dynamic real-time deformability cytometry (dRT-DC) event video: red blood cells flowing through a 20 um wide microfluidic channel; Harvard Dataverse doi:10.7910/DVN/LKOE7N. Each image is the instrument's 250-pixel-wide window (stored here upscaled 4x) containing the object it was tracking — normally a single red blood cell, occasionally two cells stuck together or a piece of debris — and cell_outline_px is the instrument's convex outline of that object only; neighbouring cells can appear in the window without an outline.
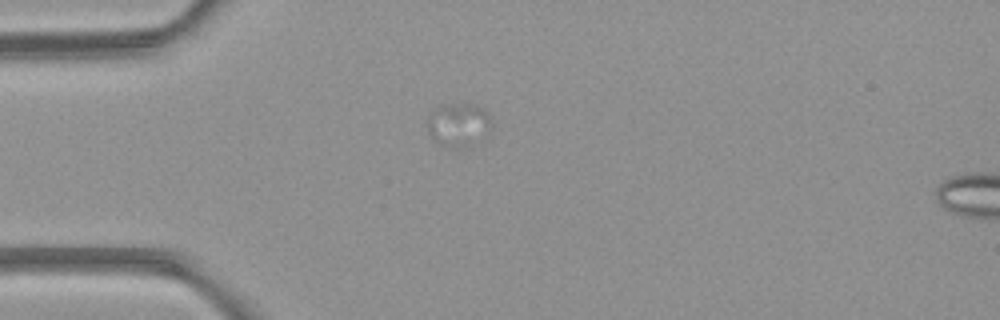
{"species": "common noctule bat (a hibernating species)", "species_latin": "Nyctalus noctula", "temperature_condition": "room temperature", "stored_images_in_passage": 4, "camera_frame_rate_fps": 3000, "um_per_image_px": 0.085, "animal": {"sex": "female", "body_mass_g": 21.9}, "frame": {"image": 1, "passage_image": 1, "time_ms": 0.0, "image_size_px": [1000, 320], "cell_outline_px": [[492, 128], [488, 136], [464, 148], [456, 148], [440, 144], [428, 132], [428, 116], [436, 108], [448, 104], [468, 104], [480, 108], [488, 116], [492, 124]], "centroid_in_image_um": [39.0, 10.63], "position_along_channel_um": 46.0, "area_um2": 16.01}}